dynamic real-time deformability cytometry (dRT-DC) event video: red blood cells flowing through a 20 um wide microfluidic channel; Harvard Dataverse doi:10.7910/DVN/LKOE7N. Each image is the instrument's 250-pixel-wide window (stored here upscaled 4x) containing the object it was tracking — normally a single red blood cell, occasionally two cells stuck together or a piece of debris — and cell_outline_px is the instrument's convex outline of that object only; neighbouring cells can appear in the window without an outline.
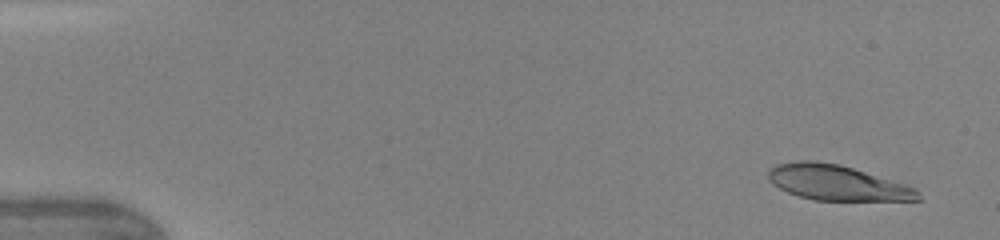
{"species": "human", "species_latin": "Homo sapiens", "temperature_condition": "warm", "stored_images_in_passage": 47, "camera_frame_rate_fps": 3000, "um_per_image_px": 0.085, "donor": {"sex": "female"}, "frame": {"image": 1, "passage_image": 3, "time_ms": 0.667, "image_size_px": [1000, 240], "cell_outline_px": [[920, 200], [816, 200], [800, 196], [788, 192], [772, 184], [768, 180], [768, 168], [776, 164], [800, 160], [816, 160], [840, 164], [908, 184], [916, 188], [920, 192]], "centroid_in_image_um": [71.15, 15.51], "position_along_channel_um": 13.8, "area_um2": 30.98}}
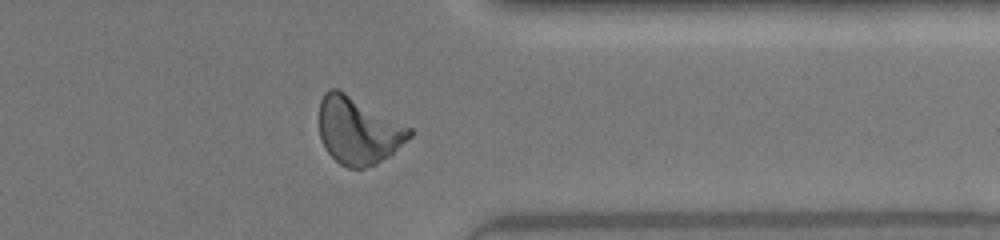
{"frame": {"image": 2, "passage_image": 38, "time_ms": 12.333, "image_size_px": [1000, 240], "cell_outline_px": [[412, 136], [388, 156], [376, 164], [364, 168], [348, 168], [340, 164], [324, 148], [320, 136], [320, 100], [324, 92], [328, 88], [336, 88], [344, 92], [412, 128]], "centroid_in_image_um": [30.43, 11.1], "position_along_channel_um": 381.0, "area_um2": 35.03}}
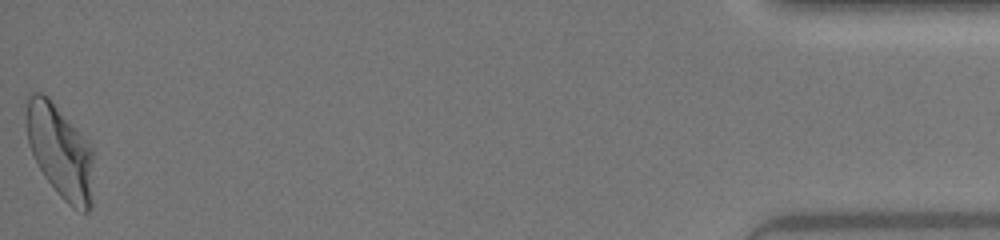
{"frame": {"image": 3, "passage_image": 47, "time_ms": 15.333, "image_size_px": [1000, 240], "cell_outline_px": [[92, 204], [88, 212], [84, 212], [72, 208], [60, 196], [44, 176], [32, 152], [28, 140], [28, 92], [40, 92], [48, 96], [92, 148]], "centroid_in_image_um": [5.13, 12.91], "position_along_channel_um": 430.1, "area_um2": 35.6}, "authors_computed_cell_mechanics": {"area_um2": 33.9864, "velocity_mm_per_s": 4.3375, "shape_relaxation_time_tau1_ms": 6.1762, "shape_relaxation_time_tau2_ms": 1.4105, "deformation_change_tau1": 0.2588, "deformation_change_tau2": 0.0848}}